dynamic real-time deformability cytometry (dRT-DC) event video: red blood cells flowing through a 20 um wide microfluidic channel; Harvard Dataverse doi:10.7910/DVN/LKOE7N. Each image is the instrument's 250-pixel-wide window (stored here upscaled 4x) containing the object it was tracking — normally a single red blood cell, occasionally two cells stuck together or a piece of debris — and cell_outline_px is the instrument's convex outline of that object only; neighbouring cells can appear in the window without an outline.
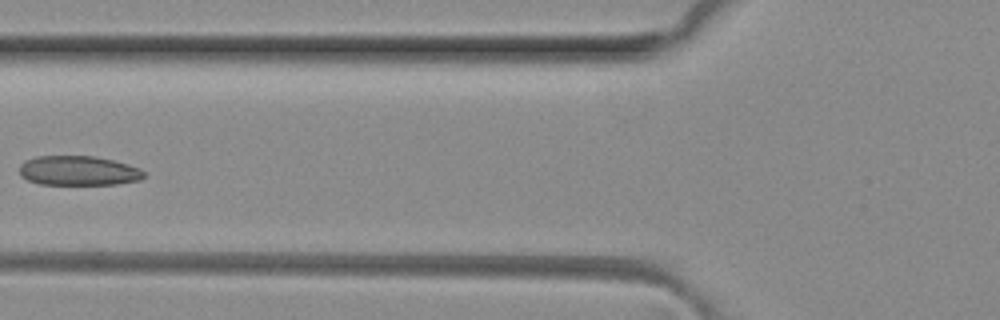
{"species": "common noctule bat (a hibernating species)", "species_latin": "Nyctalus noctula", "temperature_condition": "room temperature", "stored_images_in_passage": 5, "camera_frame_rate_fps": 3000, "um_per_image_px": 0.085, "animal": {"sex": "female", "body_mass_g": 29.2, "forearm_length_mm": 56.3}, "frame": {"image": 1, "passage_image": 5, "time_ms": 1.333, "image_size_px": [1000, 320], "cell_outline_px": [[144, 176], [140, 180], [116, 184], [40, 184], [28, 180], [20, 176], [20, 164], [24, 160], [36, 156], [92, 156], [112, 160], [128, 164], [140, 168], [144, 172]], "centroid_in_image_um": [6.64, 14.5], "position_along_channel_um": 119.2, "area_um2": 21.44}}